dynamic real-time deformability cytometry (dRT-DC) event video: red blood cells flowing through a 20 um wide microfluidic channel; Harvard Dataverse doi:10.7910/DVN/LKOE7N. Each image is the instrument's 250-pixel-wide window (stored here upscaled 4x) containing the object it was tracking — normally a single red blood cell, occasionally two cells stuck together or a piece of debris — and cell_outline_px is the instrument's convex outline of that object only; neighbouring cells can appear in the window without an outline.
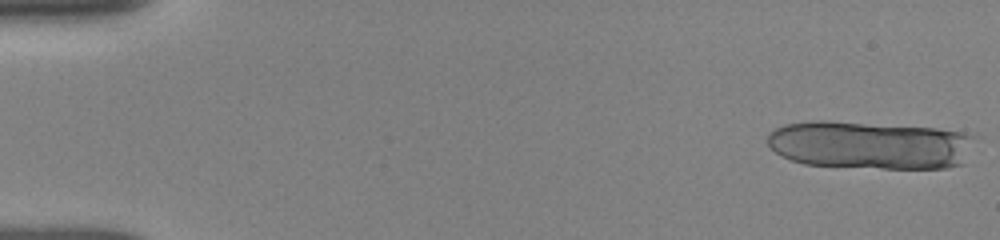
{"species": "human", "species_latin": "Homo sapiens", "temperature_condition": "room temperature", "stored_images_in_passage": 30, "camera_frame_rate_fps": 3000, "um_per_image_px": 0.085, "donor": {"sex": "female"}, "frame": {"image": 1, "passage_image": 1, "time_ms": 0.0, "image_size_px": [1000, 240], "cell_outline_px": [[980, 136], [964, 164], [948, 168], [884, 168], [804, 164], [780, 156], [768, 144], [768, 132], [784, 124], [816, 120], [824, 120], [936, 128], [964, 132]], "centroid_in_image_um": [74.04, 12.32], "position_along_channel_um": 11.0, "area_um2": 58.84}}